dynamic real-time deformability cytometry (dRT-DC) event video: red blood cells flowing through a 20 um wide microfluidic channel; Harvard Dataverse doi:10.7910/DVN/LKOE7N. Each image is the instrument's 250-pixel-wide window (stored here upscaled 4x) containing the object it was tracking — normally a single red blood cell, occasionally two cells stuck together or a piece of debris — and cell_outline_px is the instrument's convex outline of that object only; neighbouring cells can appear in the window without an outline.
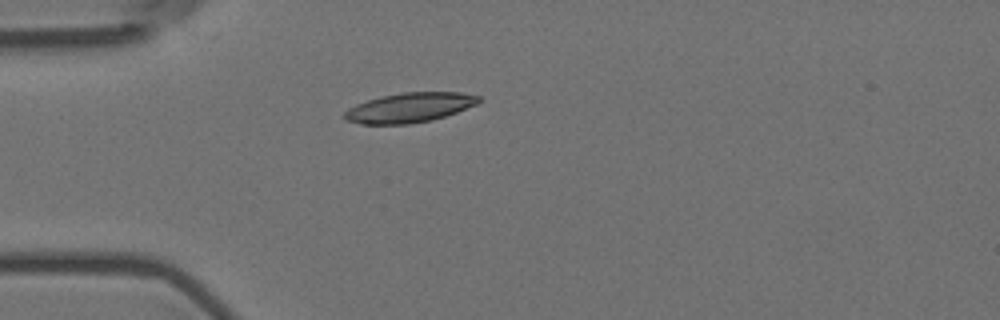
{"species": "Egyptian fruit bat (a non-hibernating species)", "species_latin": "Rousettus aegyptiacus", "temperature_condition": "room temperature", "stored_images_in_passage": 5, "camera_frame_rate_fps": 3000, "um_per_image_px": 0.085, "animal": {"sex": "female"}, "frame": {"image": 1, "passage_image": 4, "time_ms": 1.0, "image_size_px": [1000, 320], "cell_outline_px": [[484, 100], [476, 104], [456, 112], [432, 120], [408, 124], [360, 124], [344, 120], [340, 116], [348, 108], [356, 104], [368, 100], [384, 96], [404, 92], [460, 92], [480, 96]], "centroid_in_image_um": [34.78, 9.15], "position_along_channel_um": 50.2, "area_um2": 23.29}}